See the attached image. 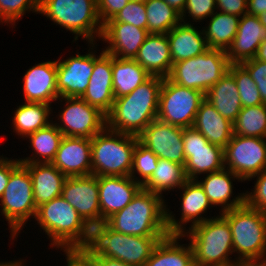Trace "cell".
I'll return each instance as SVG.
<instances>
[{"label": "cell", "instance_id": "obj_1", "mask_svg": "<svg viewBox=\"0 0 266 266\" xmlns=\"http://www.w3.org/2000/svg\"><path fill=\"white\" fill-rule=\"evenodd\" d=\"M34 221L47 234L50 248L63 255L82 252L90 244L92 227L61 196L39 206Z\"/></svg>", "mask_w": 266, "mask_h": 266}, {"label": "cell", "instance_id": "obj_2", "mask_svg": "<svg viewBox=\"0 0 266 266\" xmlns=\"http://www.w3.org/2000/svg\"><path fill=\"white\" fill-rule=\"evenodd\" d=\"M162 83V77L150 76L130 94L115 98L106 115V128L138 136L157 119Z\"/></svg>", "mask_w": 266, "mask_h": 266}, {"label": "cell", "instance_id": "obj_3", "mask_svg": "<svg viewBox=\"0 0 266 266\" xmlns=\"http://www.w3.org/2000/svg\"><path fill=\"white\" fill-rule=\"evenodd\" d=\"M166 198L141 188L132 201L104 223L113 231L132 236H168Z\"/></svg>", "mask_w": 266, "mask_h": 266}, {"label": "cell", "instance_id": "obj_4", "mask_svg": "<svg viewBox=\"0 0 266 266\" xmlns=\"http://www.w3.org/2000/svg\"><path fill=\"white\" fill-rule=\"evenodd\" d=\"M182 236L191 245L195 265L232 266L238 264L231 257L235 254L230 225L220 213L193 226Z\"/></svg>", "mask_w": 266, "mask_h": 266}, {"label": "cell", "instance_id": "obj_5", "mask_svg": "<svg viewBox=\"0 0 266 266\" xmlns=\"http://www.w3.org/2000/svg\"><path fill=\"white\" fill-rule=\"evenodd\" d=\"M167 236H132L118 233L105 223L92 227L91 241L81 253L105 256L132 265L145 266L156 245Z\"/></svg>", "mask_w": 266, "mask_h": 266}, {"label": "cell", "instance_id": "obj_6", "mask_svg": "<svg viewBox=\"0 0 266 266\" xmlns=\"http://www.w3.org/2000/svg\"><path fill=\"white\" fill-rule=\"evenodd\" d=\"M38 14L74 34L73 43L79 38L86 43H97L101 39L103 25L98 15L97 0H39Z\"/></svg>", "mask_w": 266, "mask_h": 266}, {"label": "cell", "instance_id": "obj_7", "mask_svg": "<svg viewBox=\"0 0 266 266\" xmlns=\"http://www.w3.org/2000/svg\"><path fill=\"white\" fill-rule=\"evenodd\" d=\"M229 223L238 263L266 260V212L246 203L220 213Z\"/></svg>", "mask_w": 266, "mask_h": 266}, {"label": "cell", "instance_id": "obj_8", "mask_svg": "<svg viewBox=\"0 0 266 266\" xmlns=\"http://www.w3.org/2000/svg\"><path fill=\"white\" fill-rule=\"evenodd\" d=\"M138 137L105 128L91 139V166L95 176H130Z\"/></svg>", "mask_w": 266, "mask_h": 266}, {"label": "cell", "instance_id": "obj_9", "mask_svg": "<svg viewBox=\"0 0 266 266\" xmlns=\"http://www.w3.org/2000/svg\"><path fill=\"white\" fill-rule=\"evenodd\" d=\"M32 179L28 169L20 163L10 174L3 195L0 197V215L7 221L10 241H15L21 230L35 219Z\"/></svg>", "mask_w": 266, "mask_h": 266}, {"label": "cell", "instance_id": "obj_10", "mask_svg": "<svg viewBox=\"0 0 266 266\" xmlns=\"http://www.w3.org/2000/svg\"><path fill=\"white\" fill-rule=\"evenodd\" d=\"M226 51L208 49L203 54L172 64L168 79L179 86L206 94L229 69Z\"/></svg>", "mask_w": 266, "mask_h": 266}, {"label": "cell", "instance_id": "obj_11", "mask_svg": "<svg viewBox=\"0 0 266 266\" xmlns=\"http://www.w3.org/2000/svg\"><path fill=\"white\" fill-rule=\"evenodd\" d=\"M204 100L203 92L179 86L168 78H163L157 119L183 128L193 127L196 113Z\"/></svg>", "mask_w": 266, "mask_h": 266}, {"label": "cell", "instance_id": "obj_12", "mask_svg": "<svg viewBox=\"0 0 266 266\" xmlns=\"http://www.w3.org/2000/svg\"><path fill=\"white\" fill-rule=\"evenodd\" d=\"M56 103L63 109L52 122L64 136L92 139L106 128V115L83 99L59 97Z\"/></svg>", "mask_w": 266, "mask_h": 266}, {"label": "cell", "instance_id": "obj_13", "mask_svg": "<svg viewBox=\"0 0 266 266\" xmlns=\"http://www.w3.org/2000/svg\"><path fill=\"white\" fill-rule=\"evenodd\" d=\"M223 153L224 167L247 182L265 170L266 138L233 134Z\"/></svg>", "mask_w": 266, "mask_h": 266}, {"label": "cell", "instance_id": "obj_14", "mask_svg": "<svg viewBox=\"0 0 266 266\" xmlns=\"http://www.w3.org/2000/svg\"><path fill=\"white\" fill-rule=\"evenodd\" d=\"M182 138L187 180H196L202 175L224 168L223 148L210 143L194 127L183 128Z\"/></svg>", "mask_w": 266, "mask_h": 266}, {"label": "cell", "instance_id": "obj_15", "mask_svg": "<svg viewBox=\"0 0 266 266\" xmlns=\"http://www.w3.org/2000/svg\"><path fill=\"white\" fill-rule=\"evenodd\" d=\"M181 191L178 208L180 218L170 210L166 204V225L170 235H183L193 226L200 224L210 218L207 211L213 208L203 188L196 180H187L178 191ZM173 213V214H172ZM177 218V219H176ZM190 223V224H189ZM188 224V226H186Z\"/></svg>", "mask_w": 266, "mask_h": 266}, {"label": "cell", "instance_id": "obj_16", "mask_svg": "<svg viewBox=\"0 0 266 266\" xmlns=\"http://www.w3.org/2000/svg\"><path fill=\"white\" fill-rule=\"evenodd\" d=\"M88 52L60 57L57 62V89L59 97L80 98L86 91L94 68V42L88 43ZM63 58V59H61Z\"/></svg>", "mask_w": 266, "mask_h": 266}, {"label": "cell", "instance_id": "obj_17", "mask_svg": "<svg viewBox=\"0 0 266 266\" xmlns=\"http://www.w3.org/2000/svg\"><path fill=\"white\" fill-rule=\"evenodd\" d=\"M183 127L155 119L137 137L158 158L185 165Z\"/></svg>", "mask_w": 266, "mask_h": 266}, {"label": "cell", "instance_id": "obj_18", "mask_svg": "<svg viewBox=\"0 0 266 266\" xmlns=\"http://www.w3.org/2000/svg\"><path fill=\"white\" fill-rule=\"evenodd\" d=\"M61 197L91 226L101 224L98 176L67 177Z\"/></svg>", "mask_w": 266, "mask_h": 266}, {"label": "cell", "instance_id": "obj_19", "mask_svg": "<svg viewBox=\"0 0 266 266\" xmlns=\"http://www.w3.org/2000/svg\"><path fill=\"white\" fill-rule=\"evenodd\" d=\"M97 46L99 45L94 42V68L89 85L80 98L107 115L115 100L112 85V55L103 49L99 55L96 54Z\"/></svg>", "mask_w": 266, "mask_h": 266}, {"label": "cell", "instance_id": "obj_20", "mask_svg": "<svg viewBox=\"0 0 266 266\" xmlns=\"http://www.w3.org/2000/svg\"><path fill=\"white\" fill-rule=\"evenodd\" d=\"M21 81H23L24 102L52 105L59 98L55 59L33 65L27 69Z\"/></svg>", "mask_w": 266, "mask_h": 266}, {"label": "cell", "instance_id": "obj_21", "mask_svg": "<svg viewBox=\"0 0 266 266\" xmlns=\"http://www.w3.org/2000/svg\"><path fill=\"white\" fill-rule=\"evenodd\" d=\"M141 188L130 176H98L101 223L125 208Z\"/></svg>", "mask_w": 266, "mask_h": 266}, {"label": "cell", "instance_id": "obj_22", "mask_svg": "<svg viewBox=\"0 0 266 266\" xmlns=\"http://www.w3.org/2000/svg\"><path fill=\"white\" fill-rule=\"evenodd\" d=\"M149 35L147 29L122 22H107L103 25L100 41L107 43L103 50L116 58L135 59L139 48Z\"/></svg>", "mask_w": 266, "mask_h": 266}, {"label": "cell", "instance_id": "obj_23", "mask_svg": "<svg viewBox=\"0 0 266 266\" xmlns=\"http://www.w3.org/2000/svg\"><path fill=\"white\" fill-rule=\"evenodd\" d=\"M202 177L197 178L196 181L203 188L209 202L213 207L219 206V213L227 210H232L245 204V190L241 193H236L233 196L234 185L233 182H244L236 174L223 168L216 172H211ZM200 179V180H199Z\"/></svg>", "mask_w": 266, "mask_h": 266}, {"label": "cell", "instance_id": "obj_24", "mask_svg": "<svg viewBox=\"0 0 266 266\" xmlns=\"http://www.w3.org/2000/svg\"><path fill=\"white\" fill-rule=\"evenodd\" d=\"M91 139L64 136L51 162L66 177L92 175Z\"/></svg>", "mask_w": 266, "mask_h": 266}, {"label": "cell", "instance_id": "obj_25", "mask_svg": "<svg viewBox=\"0 0 266 266\" xmlns=\"http://www.w3.org/2000/svg\"><path fill=\"white\" fill-rule=\"evenodd\" d=\"M265 28L258 16L244 14L240 17L238 30L226 55L230 64H241L253 59L265 39Z\"/></svg>", "mask_w": 266, "mask_h": 266}, {"label": "cell", "instance_id": "obj_26", "mask_svg": "<svg viewBox=\"0 0 266 266\" xmlns=\"http://www.w3.org/2000/svg\"><path fill=\"white\" fill-rule=\"evenodd\" d=\"M134 60L151 76L167 78L173 64L167 34H149Z\"/></svg>", "mask_w": 266, "mask_h": 266}, {"label": "cell", "instance_id": "obj_27", "mask_svg": "<svg viewBox=\"0 0 266 266\" xmlns=\"http://www.w3.org/2000/svg\"><path fill=\"white\" fill-rule=\"evenodd\" d=\"M196 27L180 22L167 33L172 63L198 56L209 49L203 29Z\"/></svg>", "mask_w": 266, "mask_h": 266}, {"label": "cell", "instance_id": "obj_28", "mask_svg": "<svg viewBox=\"0 0 266 266\" xmlns=\"http://www.w3.org/2000/svg\"><path fill=\"white\" fill-rule=\"evenodd\" d=\"M32 179L36 208L61 196L67 178L52 163H22Z\"/></svg>", "mask_w": 266, "mask_h": 266}, {"label": "cell", "instance_id": "obj_29", "mask_svg": "<svg viewBox=\"0 0 266 266\" xmlns=\"http://www.w3.org/2000/svg\"><path fill=\"white\" fill-rule=\"evenodd\" d=\"M193 127L210 143L222 148L233 136V123L225 119L206 99L196 113Z\"/></svg>", "mask_w": 266, "mask_h": 266}, {"label": "cell", "instance_id": "obj_30", "mask_svg": "<svg viewBox=\"0 0 266 266\" xmlns=\"http://www.w3.org/2000/svg\"><path fill=\"white\" fill-rule=\"evenodd\" d=\"M14 109L11 127L13 133L23 140L31 133L47 127L52 123V106L45 103L24 102Z\"/></svg>", "mask_w": 266, "mask_h": 266}, {"label": "cell", "instance_id": "obj_31", "mask_svg": "<svg viewBox=\"0 0 266 266\" xmlns=\"http://www.w3.org/2000/svg\"><path fill=\"white\" fill-rule=\"evenodd\" d=\"M182 235H168L154 248L145 266H193L194 257L190 243L181 244Z\"/></svg>", "mask_w": 266, "mask_h": 266}, {"label": "cell", "instance_id": "obj_32", "mask_svg": "<svg viewBox=\"0 0 266 266\" xmlns=\"http://www.w3.org/2000/svg\"><path fill=\"white\" fill-rule=\"evenodd\" d=\"M205 99L227 120L234 123L242 109L234 76L228 71L205 94Z\"/></svg>", "mask_w": 266, "mask_h": 266}, {"label": "cell", "instance_id": "obj_33", "mask_svg": "<svg viewBox=\"0 0 266 266\" xmlns=\"http://www.w3.org/2000/svg\"><path fill=\"white\" fill-rule=\"evenodd\" d=\"M63 137L64 135L53 122L47 127L29 134L24 140L29 139L27 141L30 144L27 145L29 149L32 148V152H30L32 154L28 157H18L20 163H51Z\"/></svg>", "mask_w": 266, "mask_h": 266}, {"label": "cell", "instance_id": "obj_34", "mask_svg": "<svg viewBox=\"0 0 266 266\" xmlns=\"http://www.w3.org/2000/svg\"><path fill=\"white\" fill-rule=\"evenodd\" d=\"M112 75L114 98L130 94L151 76L134 59L116 58L113 55Z\"/></svg>", "mask_w": 266, "mask_h": 266}, {"label": "cell", "instance_id": "obj_35", "mask_svg": "<svg viewBox=\"0 0 266 266\" xmlns=\"http://www.w3.org/2000/svg\"><path fill=\"white\" fill-rule=\"evenodd\" d=\"M208 20L202 27L208 48L226 51L237 33L240 17L216 11Z\"/></svg>", "mask_w": 266, "mask_h": 266}, {"label": "cell", "instance_id": "obj_36", "mask_svg": "<svg viewBox=\"0 0 266 266\" xmlns=\"http://www.w3.org/2000/svg\"><path fill=\"white\" fill-rule=\"evenodd\" d=\"M187 181L184 166L165 159H158L157 168L151 178L142 186L143 189L159 194L177 190ZM170 191V192H169Z\"/></svg>", "mask_w": 266, "mask_h": 266}, {"label": "cell", "instance_id": "obj_37", "mask_svg": "<svg viewBox=\"0 0 266 266\" xmlns=\"http://www.w3.org/2000/svg\"><path fill=\"white\" fill-rule=\"evenodd\" d=\"M144 4L149 34H167L181 22L180 14L164 0H146Z\"/></svg>", "mask_w": 266, "mask_h": 266}, {"label": "cell", "instance_id": "obj_38", "mask_svg": "<svg viewBox=\"0 0 266 266\" xmlns=\"http://www.w3.org/2000/svg\"><path fill=\"white\" fill-rule=\"evenodd\" d=\"M233 134L266 138V105L242 107L233 123Z\"/></svg>", "mask_w": 266, "mask_h": 266}, {"label": "cell", "instance_id": "obj_39", "mask_svg": "<svg viewBox=\"0 0 266 266\" xmlns=\"http://www.w3.org/2000/svg\"><path fill=\"white\" fill-rule=\"evenodd\" d=\"M228 71L234 76L242 107L263 104L256 83L242 64H230Z\"/></svg>", "mask_w": 266, "mask_h": 266}, {"label": "cell", "instance_id": "obj_40", "mask_svg": "<svg viewBox=\"0 0 266 266\" xmlns=\"http://www.w3.org/2000/svg\"><path fill=\"white\" fill-rule=\"evenodd\" d=\"M158 159V156L138 141L133 151L130 177L143 186L157 168Z\"/></svg>", "mask_w": 266, "mask_h": 266}, {"label": "cell", "instance_id": "obj_41", "mask_svg": "<svg viewBox=\"0 0 266 266\" xmlns=\"http://www.w3.org/2000/svg\"><path fill=\"white\" fill-rule=\"evenodd\" d=\"M39 13V0H0V24L16 28L27 13Z\"/></svg>", "mask_w": 266, "mask_h": 266}, {"label": "cell", "instance_id": "obj_42", "mask_svg": "<svg viewBox=\"0 0 266 266\" xmlns=\"http://www.w3.org/2000/svg\"><path fill=\"white\" fill-rule=\"evenodd\" d=\"M216 11V0H187L186 6L180 15L181 22L186 24L199 22L200 24V22L205 21L204 19L207 21Z\"/></svg>", "mask_w": 266, "mask_h": 266}, {"label": "cell", "instance_id": "obj_43", "mask_svg": "<svg viewBox=\"0 0 266 266\" xmlns=\"http://www.w3.org/2000/svg\"><path fill=\"white\" fill-rule=\"evenodd\" d=\"M108 22H122L147 29V14L144 2L129 1L127 5Z\"/></svg>", "mask_w": 266, "mask_h": 266}, {"label": "cell", "instance_id": "obj_44", "mask_svg": "<svg viewBox=\"0 0 266 266\" xmlns=\"http://www.w3.org/2000/svg\"><path fill=\"white\" fill-rule=\"evenodd\" d=\"M252 179L254 186L251 191L246 190L245 203L253 209L266 212V170L252 176L248 181Z\"/></svg>", "mask_w": 266, "mask_h": 266}, {"label": "cell", "instance_id": "obj_45", "mask_svg": "<svg viewBox=\"0 0 266 266\" xmlns=\"http://www.w3.org/2000/svg\"><path fill=\"white\" fill-rule=\"evenodd\" d=\"M241 64L250 73L260 92L263 104L266 105V62L253 58L243 61Z\"/></svg>", "mask_w": 266, "mask_h": 266}, {"label": "cell", "instance_id": "obj_46", "mask_svg": "<svg viewBox=\"0 0 266 266\" xmlns=\"http://www.w3.org/2000/svg\"><path fill=\"white\" fill-rule=\"evenodd\" d=\"M130 0H97V10L102 25L113 19Z\"/></svg>", "mask_w": 266, "mask_h": 266}, {"label": "cell", "instance_id": "obj_47", "mask_svg": "<svg viewBox=\"0 0 266 266\" xmlns=\"http://www.w3.org/2000/svg\"><path fill=\"white\" fill-rule=\"evenodd\" d=\"M248 0H216L217 11L242 17L247 14Z\"/></svg>", "mask_w": 266, "mask_h": 266}, {"label": "cell", "instance_id": "obj_48", "mask_svg": "<svg viewBox=\"0 0 266 266\" xmlns=\"http://www.w3.org/2000/svg\"><path fill=\"white\" fill-rule=\"evenodd\" d=\"M20 164L18 158H5L0 162V197L8 184L11 172Z\"/></svg>", "mask_w": 266, "mask_h": 266}, {"label": "cell", "instance_id": "obj_49", "mask_svg": "<svg viewBox=\"0 0 266 266\" xmlns=\"http://www.w3.org/2000/svg\"><path fill=\"white\" fill-rule=\"evenodd\" d=\"M94 266H132L105 256H85Z\"/></svg>", "mask_w": 266, "mask_h": 266}, {"label": "cell", "instance_id": "obj_50", "mask_svg": "<svg viewBox=\"0 0 266 266\" xmlns=\"http://www.w3.org/2000/svg\"><path fill=\"white\" fill-rule=\"evenodd\" d=\"M65 266H94L81 252L65 254Z\"/></svg>", "mask_w": 266, "mask_h": 266}, {"label": "cell", "instance_id": "obj_51", "mask_svg": "<svg viewBox=\"0 0 266 266\" xmlns=\"http://www.w3.org/2000/svg\"><path fill=\"white\" fill-rule=\"evenodd\" d=\"M266 12V0H248L247 14L260 16Z\"/></svg>", "mask_w": 266, "mask_h": 266}, {"label": "cell", "instance_id": "obj_52", "mask_svg": "<svg viewBox=\"0 0 266 266\" xmlns=\"http://www.w3.org/2000/svg\"><path fill=\"white\" fill-rule=\"evenodd\" d=\"M170 7L177 11L180 15L182 14L187 0H164Z\"/></svg>", "mask_w": 266, "mask_h": 266}, {"label": "cell", "instance_id": "obj_53", "mask_svg": "<svg viewBox=\"0 0 266 266\" xmlns=\"http://www.w3.org/2000/svg\"><path fill=\"white\" fill-rule=\"evenodd\" d=\"M255 59L266 62V39L258 47Z\"/></svg>", "mask_w": 266, "mask_h": 266}, {"label": "cell", "instance_id": "obj_54", "mask_svg": "<svg viewBox=\"0 0 266 266\" xmlns=\"http://www.w3.org/2000/svg\"><path fill=\"white\" fill-rule=\"evenodd\" d=\"M27 259H14L13 261L11 260H9V261H0V266H26V265H24V264H26L25 263V261H26Z\"/></svg>", "mask_w": 266, "mask_h": 266}, {"label": "cell", "instance_id": "obj_55", "mask_svg": "<svg viewBox=\"0 0 266 266\" xmlns=\"http://www.w3.org/2000/svg\"><path fill=\"white\" fill-rule=\"evenodd\" d=\"M245 266H266V260L246 263Z\"/></svg>", "mask_w": 266, "mask_h": 266}, {"label": "cell", "instance_id": "obj_56", "mask_svg": "<svg viewBox=\"0 0 266 266\" xmlns=\"http://www.w3.org/2000/svg\"><path fill=\"white\" fill-rule=\"evenodd\" d=\"M259 19H260V21H261V23H262V25L264 26L265 31H266V12L263 13L262 15H260V16H259Z\"/></svg>", "mask_w": 266, "mask_h": 266}, {"label": "cell", "instance_id": "obj_57", "mask_svg": "<svg viewBox=\"0 0 266 266\" xmlns=\"http://www.w3.org/2000/svg\"><path fill=\"white\" fill-rule=\"evenodd\" d=\"M232 266H245V263H238V264H235V265H232Z\"/></svg>", "mask_w": 266, "mask_h": 266}, {"label": "cell", "instance_id": "obj_58", "mask_svg": "<svg viewBox=\"0 0 266 266\" xmlns=\"http://www.w3.org/2000/svg\"><path fill=\"white\" fill-rule=\"evenodd\" d=\"M130 1H135V2H145L146 0H130Z\"/></svg>", "mask_w": 266, "mask_h": 266}, {"label": "cell", "instance_id": "obj_59", "mask_svg": "<svg viewBox=\"0 0 266 266\" xmlns=\"http://www.w3.org/2000/svg\"><path fill=\"white\" fill-rule=\"evenodd\" d=\"M5 157H4V155L2 154V155H0V162L4 159Z\"/></svg>", "mask_w": 266, "mask_h": 266}]
</instances>
